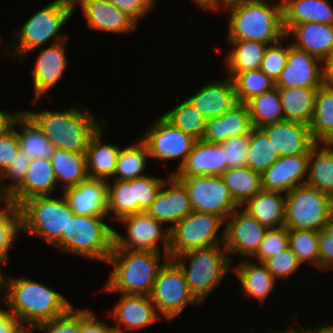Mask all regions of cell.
I'll use <instances>...</instances> for the list:
<instances>
[{
  "instance_id": "1",
  "label": "cell",
  "mask_w": 333,
  "mask_h": 333,
  "mask_svg": "<svg viewBox=\"0 0 333 333\" xmlns=\"http://www.w3.org/2000/svg\"><path fill=\"white\" fill-rule=\"evenodd\" d=\"M2 296L10 313L24 328L51 321L66 314L73 305L59 292L29 278L3 275Z\"/></svg>"
},
{
  "instance_id": "2",
  "label": "cell",
  "mask_w": 333,
  "mask_h": 333,
  "mask_svg": "<svg viewBox=\"0 0 333 333\" xmlns=\"http://www.w3.org/2000/svg\"><path fill=\"white\" fill-rule=\"evenodd\" d=\"M229 12L226 40H249L271 45L286 37L282 0H240L223 4Z\"/></svg>"
},
{
  "instance_id": "3",
  "label": "cell",
  "mask_w": 333,
  "mask_h": 333,
  "mask_svg": "<svg viewBox=\"0 0 333 333\" xmlns=\"http://www.w3.org/2000/svg\"><path fill=\"white\" fill-rule=\"evenodd\" d=\"M57 149L85 154L90 138L103 126L89 109L24 111Z\"/></svg>"
},
{
  "instance_id": "4",
  "label": "cell",
  "mask_w": 333,
  "mask_h": 333,
  "mask_svg": "<svg viewBox=\"0 0 333 333\" xmlns=\"http://www.w3.org/2000/svg\"><path fill=\"white\" fill-rule=\"evenodd\" d=\"M155 251L112 249L106 264L112 266L102 291L122 294L150 295L161 263Z\"/></svg>"
},
{
  "instance_id": "5",
  "label": "cell",
  "mask_w": 333,
  "mask_h": 333,
  "mask_svg": "<svg viewBox=\"0 0 333 333\" xmlns=\"http://www.w3.org/2000/svg\"><path fill=\"white\" fill-rule=\"evenodd\" d=\"M74 11L76 10L73 0H54L35 12L21 26L20 30L13 32L16 35L14 41H18V44L13 48L14 51L11 46L6 45L7 55L14 59L15 57L20 58L19 61L22 62L27 54L35 49H40L43 44L50 42V40H53L50 45L61 41L67 42L70 37L67 34H60V29L69 21Z\"/></svg>"
},
{
  "instance_id": "6",
  "label": "cell",
  "mask_w": 333,
  "mask_h": 333,
  "mask_svg": "<svg viewBox=\"0 0 333 333\" xmlns=\"http://www.w3.org/2000/svg\"><path fill=\"white\" fill-rule=\"evenodd\" d=\"M107 215L84 216L73 214L66 231L52 246L64 253L86 259L107 262L114 245V228L103 222Z\"/></svg>"
},
{
  "instance_id": "7",
  "label": "cell",
  "mask_w": 333,
  "mask_h": 333,
  "mask_svg": "<svg viewBox=\"0 0 333 333\" xmlns=\"http://www.w3.org/2000/svg\"><path fill=\"white\" fill-rule=\"evenodd\" d=\"M173 260L182 269L190 292L200 303L217 288L233 267L224 245L192 250L174 257Z\"/></svg>"
},
{
  "instance_id": "8",
  "label": "cell",
  "mask_w": 333,
  "mask_h": 333,
  "mask_svg": "<svg viewBox=\"0 0 333 333\" xmlns=\"http://www.w3.org/2000/svg\"><path fill=\"white\" fill-rule=\"evenodd\" d=\"M61 197L37 196L24 201L19 206L21 230L53 246L74 214L65 196Z\"/></svg>"
},
{
  "instance_id": "9",
  "label": "cell",
  "mask_w": 333,
  "mask_h": 333,
  "mask_svg": "<svg viewBox=\"0 0 333 333\" xmlns=\"http://www.w3.org/2000/svg\"><path fill=\"white\" fill-rule=\"evenodd\" d=\"M286 196L285 227L289 231H321L333 215V197L316 188L302 185Z\"/></svg>"
},
{
  "instance_id": "10",
  "label": "cell",
  "mask_w": 333,
  "mask_h": 333,
  "mask_svg": "<svg viewBox=\"0 0 333 333\" xmlns=\"http://www.w3.org/2000/svg\"><path fill=\"white\" fill-rule=\"evenodd\" d=\"M225 221L214 214L192 211L187 217L170 228L169 259L186 252L224 245ZM222 243V244H221Z\"/></svg>"
},
{
  "instance_id": "11",
  "label": "cell",
  "mask_w": 333,
  "mask_h": 333,
  "mask_svg": "<svg viewBox=\"0 0 333 333\" xmlns=\"http://www.w3.org/2000/svg\"><path fill=\"white\" fill-rule=\"evenodd\" d=\"M149 296L159 315L170 323L188 304H201L190 292L182 269L173 259H168L159 270Z\"/></svg>"
},
{
  "instance_id": "12",
  "label": "cell",
  "mask_w": 333,
  "mask_h": 333,
  "mask_svg": "<svg viewBox=\"0 0 333 333\" xmlns=\"http://www.w3.org/2000/svg\"><path fill=\"white\" fill-rule=\"evenodd\" d=\"M119 222L126 225L127 235H121L114 229V245L112 249L155 251L160 253L158 244L162 241L163 258H165V261L169 259L170 229L162 228V222L157 221L147 212L125 216Z\"/></svg>"
},
{
  "instance_id": "13",
  "label": "cell",
  "mask_w": 333,
  "mask_h": 333,
  "mask_svg": "<svg viewBox=\"0 0 333 333\" xmlns=\"http://www.w3.org/2000/svg\"><path fill=\"white\" fill-rule=\"evenodd\" d=\"M186 187L193 211L214 214L224 221L240 206L221 176H175Z\"/></svg>"
},
{
  "instance_id": "14",
  "label": "cell",
  "mask_w": 333,
  "mask_h": 333,
  "mask_svg": "<svg viewBox=\"0 0 333 333\" xmlns=\"http://www.w3.org/2000/svg\"><path fill=\"white\" fill-rule=\"evenodd\" d=\"M147 146L150 157L161 161L180 159L177 170L183 165L196 139L174 127L163 116L140 138Z\"/></svg>"
},
{
  "instance_id": "15",
  "label": "cell",
  "mask_w": 333,
  "mask_h": 333,
  "mask_svg": "<svg viewBox=\"0 0 333 333\" xmlns=\"http://www.w3.org/2000/svg\"><path fill=\"white\" fill-rule=\"evenodd\" d=\"M268 228L257 219L249 216L241 208L235 210L225 221L224 247L230 254L232 263L234 254L252 258L261 245ZM233 254V255H231Z\"/></svg>"
},
{
  "instance_id": "16",
  "label": "cell",
  "mask_w": 333,
  "mask_h": 333,
  "mask_svg": "<svg viewBox=\"0 0 333 333\" xmlns=\"http://www.w3.org/2000/svg\"><path fill=\"white\" fill-rule=\"evenodd\" d=\"M167 180L164 181L146 212L157 221L169 223L168 228L170 229L193 210L184 184L174 175H170Z\"/></svg>"
},
{
  "instance_id": "17",
  "label": "cell",
  "mask_w": 333,
  "mask_h": 333,
  "mask_svg": "<svg viewBox=\"0 0 333 333\" xmlns=\"http://www.w3.org/2000/svg\"><path fill=\"white\" fill-rule=\"evenodd\" d=\"M323 85L322 60L289 43L287 63L276 88L320 87Z\"/></svg>"
},
{
  "instance_id": "18",
  "label": "cell",
  "mask_w": 333,
  "mask_h": 333,
  "mask_svg": "<svg viewBox=\"0 0 333 333\" xmlns=\"http://www.w3.org/2000/svg\"><path fill=\"white\" fill-rule=\"evenodd\" d=\"M308 164L309 154L281 156L261 173L262 189L287 194L295 187L305 185Z\"/></svg>"
},
{
  "instance_id": "19",
  "label": "cell",
  "mask_w": 333,
  "mask_h": 333,
  "mask_svg": "<svg viewBox=\"0 0 333 333\" xmlns=\"http://www.w3.org/2000/svg\"><path fill=\"white\" fill-rule=\"evenodd\" d=\"M107 314L118 323L113 326L114 333H126V330L138 329L161 319L149 295L121 293L118 303Z\"/></svg>"
},
{
  "instance_id": "20",
  "label": "cell",
  "mask_w": 333,
  "mask_h": 333,
  "mask_svg": "<svg viewBox=\"0 0 333 333\" xmlns=\"http://www.w3.org/2000/svg\"><path fill=\"white\" fill-rule=\"evenodd\" d=\"M65 41L49 45L39 50V55L31 69L33 76L34 96L32 103L36 104L40 97L62 79L63 73L68 65L65 53Z\"/></svg>"
},
{
  "instance_id": "21",
  "label": "cell",
  "mask_w": 333,
  "mask_h": 333,
  "mask_svg": "<svg viewBox=\"0 0 333 333\" xmlns=\"http://www.w3.org/2000/svg\"><path fill=\"white\" fill-rule=\"evenodd\" d=\"M209 82L187 99L205 120L220 117L240 104L230 77Z\"/></svg>"
},
{
  "instance_id": "22",
  "label": "cell",
  "mask_w": 333,
  "mask_h": 333,
  "mask_svg": "<svg viewBox=\"0 0 333 333\" xmlns=\"http://www.w3.org/2000/svg\"><path fill=\"white\" fill-rule=\"evenodd\" d=\"M228 169L221 143L196 140L191 153L174 176H221Z\"/></svg>"
},
{
  "instance_id": "23",
  "label": "cell",
  "mask_w": 333,
  "mask_h": 333,
  "mask_svg": "<svg viewBox=\"0 0 333 333\" xmlns=\"http://www.w3.org/2000/svg\"><path fill=\"white\" fill-rule=\"evenodd\" d=\"M74 8L81 6L87 25L92 29L114 34L136 30V24L108 0H73Z\"/></svg>"
},
{
  "instance_id": "24",
  "label": "cell",
  "mask_w": 333,
  "mask_h": 333,
  "mask_svg": "<svg viewBox=\"0 0 333 333\" xmlns=\"http://www.w3.org/2000/svg\"><path fill=\"white\" fill-rule=\"evenodd\" d=\"M261 129L280 157L310 154V149L315 144L306 124L283 120L265 125Z\"/></svg>"
},
{
  "instance_id": "25",
  "label": "cell",
  "mask_w": 333,
  "mask_h": 333,
  "mask_svg": "<svg viewBox=\"0 0 333 333\" xmlns=\"http://www.w3.org/2000/svg\"><path fill=\"white\" fill-rule=\"evenodd\" d=\"M108 181L88 179L62 190L74 214L84 216L106 215Z\"/></svg>"
},
{
  "instance_id": "26",
  "label": "cell",
  "mask_w": 333,
  "mask_h": 333,
  "mask_svg": "<svg viewBox=\"0 0 333 333\" xmlns=\"http://www.w3.org/2000/svg\"><path fill=\"white\" fill-rule=\"evenodd\" d=\"M55 174L49 159H32L26 178L8 196L18 207L26 200L37 196H50L56 187Z\"/></svg>"
},
{
  "instance_id": "27",
  "label": "cell",
  "mask_w": 333,
  "mask_h": 333,
  "mask_svg": "<svg viewBox=\"0 0 333 333\" xmlns=\"http://www.w3.org/2000/svg\"><path fill=\"white\" fill-rule=\"evenodd\" d=\"M296 48L306 51L320 60L333 53V25L309 22L295 25L287 34V38Z\"/></svg>"
},
{
  "instance_id": "28",
  "label": "cell",
  "mask_w": 333,
  "mask_h": 333,
  "mask_svg": "<svg viewBox=\"0 0 333 333\" xmlns=\"http://www.w3.org/2000/svg\"><path fill=\"white\" fill-rule=\"evenodd\" d=\"M253 128L246 104L240 103L233 110L220 117L206 120L203 140L211 143H223L235 136L249 134Z\"/></svg>"
},
{
  "instance_id": "29",
  "label": "cell",
  "mask_w": 333,
  "mask_h": 333,
  "mask_svg": "<svg viewBox=\"0 0 333 333\" xmlns=\"http://www.w3.org/2000/svg\"><path fill=\"white\" fill-rule=\"evenodd\" d=\"M330 4L328 0H282L285 34L295 25L309 22L333 25V7Z\"/></svg>"
},
{
  "instance_id": "30",
  "label": "cell",
  "mask_w": 333,
  "mask_h": 333,
  "mask_svg": "<svg viewBox=\"0 0 333 333\" xmlns=\"http://www.w3.org/2000/svg\"><path fill=\"white\" fill-rule=\"evenodd\" d=\"M105 125L90 138L85 152L90 179L110 181L116 170L117 158L121 148L113 144H104Z\"/></svg>"
},
{
  "instance_id": "31",
  "label": "cell",
  "mask_w": 333,
  "mask_h": 333,
  "mask_svg": "<svg viewBox=\"0 0 333 333\" xmlns=\"http://www.w3.org/2000/svg\"><path fill=\"white\" fill-rule=\"evenodd\" d=\"M278 191L261 190L248 199L240 208L262 225L279 228L285 225L286 196Z\"/></svg>"
},
{
  "instance_id": "32",
  "label": "cell",
  "mask_w": 333,
  "mask_h": 333,
  "mask_svg": "<svg viewBox=\"0 0 333 333\" xmlns=\"http://www.w3.org/2000/svg\"><path fill=\"white\" fill-rule=\"evenodd\" d=\"M257 263V264H256ZM240 281L243 291L249 298L257 299L263 303L271 294L276 279L267 269L263 262H252L242 260L232 269Z\"/></svg>"
},
{
  "instance_id": "33",
  "label": "cell",
  "mask_w": 333,
  "mask_h": 333,
  "mask_svg": "<svg viewBox=\"0 0 333 333\" xmlns=\"http://www.w3.org/2000/svg\"><path fill=\"white\" fill-rule=\"evenodd\" d=\"M318 87L278 88L284 120L310 125Z\"/></svg>"
},
{
  "instance_id": "34",
  "label": "cell",
  "mask_w": 333,
  "mask_h": 333,
  "mask_svg": "<svg viewBox=\"0 0 333 333\" xmlns=\"http://www.w3.org/2000/svg\"><path fill=\"white\" fill-rule=\"evenodd\" d=\"M305 185L333 197V147L328 143H315L310 149Z\"/></svg>"
},
{
  "instance_id": "35",
  "label": "cell",
  "mask_w": 333,
  "mask_h": 333,
  "mask_svg": "<svg viewBox=\"0 0 333 333\" xmlns=\"http://www.w3.org/2000/svg\"><path fill=\"white\" fill-rule=\"evenodd\" d=\"M12 124L21 127L17 131L19 146L29 159H51L55 147L24 110H20Z\"/></svg>"
},
{
  "instance_id": "36",
  "label": "cell",
  "mask_w": 333,
  "mask_h": 333,
  "mask_svg": "<svg viewBox=\"0 0 333 333\" xmlns=\"http://www.w3.org/2000/svg\"><path fill=\"white\" fill-rule=\"evenodd\" d=\"M50 161L56 181L64 182L63 190L89 179L85 154L55 148Z\"/></svg>"
},
{
  "instance_id": "37",
  "label": "cell",
  "mask_w": 333,
  "mask_h": 333,
  "mask_svg": "<svg viewBox=\"0 0 333 333\" xmlns=\"http://www.w3.org/2000/svg\"><path fill=\"white\" fill-rule=\"evenodd\" d=\"M309 128L315 143H328L333 138V87H318Z\"/></svg>"
},
{
  "instance_id": "38",
  "label": "cell",
  "mask_w": 333,
  "mask_h": 333,
  "mask_svg": "<svg viewBox=\"0 0 333 333\" xmlns=\"http://www.w3.org/2000/svg\"><path fill=\"white\" fill-rule=\"evenodd\" d=\"M227 42L233 45L225 58L226 71H229V74H238L261 67L267 44L249 40H228Z\"/></svg>"
},
{
  "instance_id": "39",
  "label": "cell",
  "mask_w": 333,
  "mask_h": 333,
  "mask_svg": "<svg viewBox=\"0 0 333 333\" xmlns=\"http://www.w3.org/2000/svg\"><path fill=\"white\" fill-rule=\"evenodd\" d=\"M221 178L239 206L262 190L261 174L249 167L228 168Z\"/></svg>"
},
{
  "instance_id": "40",
  "label": "cell",
  "mask_w": 333,
  "mask_h": 333,
  "mask_svg": "<svg viewBox=\"0 0 333 333\" xmlns=\"http://www.w3.org/2000/svg\"><path fill=\"white\" fill-rule=\"evenodd\" d=\"M246 105L255 128L284 120L278 88L253 97Z\"/></svg>"
},
{
  "instance_id": "41",
  "label": "cell",
  "mask_w": 333,
  "mask_h": 333,
  "mask_svg": "<svg viewBox=\"0 0 333 333\" xmlns=\"http://www.w3.org/2000/svg\"><path fill=\"white\" fill-rule=\"evenodd\" d=\"M149 152L146 144L139 138L137 142L121 148L113 175L115 180H132L145 176L142 174L147 165Z\"/></svg>"
},
{
  "instance_id": "42",
  "label": "cell",
  "mask_w": 333,
  "mask_h": 333,
  "mask_svg": "<svg viewBox=\"0 0 333 333\" xmlns=\"http://www.w3.org/2000/svg\"><path fill=\"white\" fill-rule=\"evenodd\" d=\"M113 184H107V208L106 215L115 213L113 218L117 222L129 215L137 213V202H134V179L114 180Z\"/></svg>"
},
{
  "instance_id": "43",
  "label": "cell",
  "mask_w": 333,
  "mask_h": 333,
  "mask_svg": "<svg viewBox=\"0 0 333 333\" xmlns=\"http://www.w3.org/2000/svg\"><path fill=\"white\" fill-rule=\"evenodd\" d=\"M240 103L246 104L253 97L276 88V81L268 77L260 68L229 74Z\"/></svg>"
},
{
  "instance_id": "44",
  "label": "cell",
  "mask_w": 333,
  "mask_h": 333,
  "mask_svg": "<svg viewBox=\"0 0 333 333\" xmlns=\"http://www.w3.org/2000/svg\"><path fill=\"white\" fill-rule=\"evenodd\" d=\"M2 202L4 207L0 208V264L3 266L8 260L10 247L21 233V214L20 208L8 197H3Z\"/></svg>"
},
{
  "instance_id": "45",
  "label": "cell",
  "mask_w": 333,
  "mask_h": 333,
  "mask_svg": "<svg viewBox=\"0 0 333 333\" xmlns=\"http://www.w3.org/2000/svg\"><path fill=\"white\" fill-rule=\"evenodd\" d=\"M162 116L174 127L191 135L196 140L203 138L206 120L187 99Z\"/></svg>"
},
{
  "instance_id": "46",
  "label": "cell",
  "mask_w": 333,
  "mask_h": 333,
  "mask_svg": "<svg viewBox=\"0 0 333 333\" xmlns=\"http://www.w3.org/2000/svg\"><path fill=\"white\" fill-rule=\"evenodd\" d=\"M279 158L266 133L261 128L253 127L250 132L247 167L261 174Z\"/></svg>"
},
{
  "instance_id": "47",
  "label": "cell",
  "mask_w": 333,
  "mask_h": 333,
  "mask_svg": "<svg viewBox=\"0 0 333 333\" xmlns=\"http://www.w3.org/2000/svg\"><path fill=\"white\" fill-rule=\"evenodd\" d=\"M288 247L302 265L307 262L318 269V232L305 229L289 231Z\"/></svg>"
},
{
  "instance_id": "48",
  "label": "cell",
  "mask_w": 333,
  "mask_h": 333,
  "mask_svg": "<svg viewBox=\"0 0 333 333\" xmlns=\"http://www.w3.org/2000/svg\"><path fill=\"white\" fill-rule=\"evenodd\" d=\"M166 179L145 175L134 179V202H137V213L146 212Z\"/></svg>"
},
{
  "instance_id": "49",
  "label": "cell",
  "mask_w": 333,
  "mask_h": 333,
  "mask_svg": "<svg viewBox=\"0 0 333 333\" xmlns=\"http://www.w3.org/2000/svg\"><path fill=\"white\" fill-rule=\"evenodd\" d=\"M30 161L31 159L19 149L8 168L0 175V194L3 197H8L24 181ZM5 179H9L11 183L4 184Z\"/></svg>"
},
{
  "instance_id": "50",
  "label": "cell",
  "mask_w": 333,
  "mask_h": 333,
  "mask_svg": "<svg viewBox=\"0 0 333 333\" xmlns=\"http://www.w3.org/2000/svg\"><path fill=\"white\" fill-rule=\"evenodd\" d=\"M289 230L283 226L270 228L264 235L257 253L252 257L257 262H264L288 248Z\"/></svg>"
},
{
  "instance_id": "51",
  "label": "cell",
  "mask_w": 333,
  "mask_h": 333,
  "mask_svg": "<svg viewBox=\"0 0 333 333\" xmlns=\"http://www.w3.org/2000/svg\"><path fill=\"white\" fill-rule=\"evenodd\" d=\"M289 44L283 47L281 41L268 45L260 69L276 81L287 63Z\"/></svg>"
},
{
  "instance_id": "52",
  "label": "cell",
  "mask_w": 333,
  "mask_h": 333,
  "mask_svg": "<svg viewBox=\"0 0 333 333\" xmlns=\"http://www.w3.org/2000/svg\"><path fill=\"white\" fill-rule=\"evenodd\" d=\"M228 168L247 167L250 133L235 136L222 143Z\"/></svg>"
},
{
  "instance_id": "53",
  "label": "cell",
  "mask_w": 333,
  "mask_h": 333,
  "mask_svg": "<svg viewBox=\"0 0 333 333\" xmlns=\"http://www.w3.org/2000/svg\"><path fill=\"white\" fill-rule=\"evenodd\" d=\"M267 269L275 279H288L302 265L295 254L288 247L279 254L266 259L264 262Z\"/></svg>"
},
{
  "instance_id": "54",
  "label": "cell",
  "mask_w": 333,
  "mask_h": 333,
  "mask_svg": "<svg viewBox=\"0 0 333 333\" xmlns=\"http://www.w3.org/2000/svg\"><path fill=\"white\" fill-rule=\"evenodd\" d=\"M47 333H79L80 330V308L72 307L66 314L57 317L51 321L34 325L30 328Z\"/></svg>"
},
{
  "instance_id": "55",
  "label": "cell",
  "mask_w": 333,
  "mask_h": 333,
  "mask_svg": "<svg viewBox=\"0 0 333 333\" xmlns=\"http://www.w3.org/2000/svg\"><path fill=\"white\" fill-rule=\"evenodd\" d=\"M15 125L0 135V175L8 168L20 146Z\"/></svg>"
},
{
  "instance_id": "56",
  "label": "cell",
  "mask_w": 333,
  "mask_h": 333,
  "mask_svg": "<svg viewBox=\"0 0 333 333\" xmlns=\"http://www.w3.org/2000/svg\"><path fill=\"white\" fill-rule=\"evenodd\" d=\"M121 12L129 16L136 24L154 9L156 0H108Z\"/></svg>"
},
{
  "instance_id": "57",
  "label": "cell",
  "mask_w": 333,
  "mask_h": 333,
  "mask_svg": "<svg viewBox=\"0 0 333 333\" xmlns=\"http://www.w3.org/2000/svg\"><path fill=\"white\" fill-rule=\"evenodd\" d=\"M318 269H333V240L323 229L318 232Z\"/></svg>"
},
{
  "instance_id": "58",
  "label": "cell",
  "mask_w": 333,
  "mask_h": 333,
  "mask_svg": "<svg viewBox=\"0 0 333 333\" xmlns=\"http://www.w3.org/2000/svg\"><path fill=\"white\" fill-rule=\"evenodd\" d=\"M79 333H114L113 327L103 321H98L92 311L80 309Z\"/></svg>"
},
{
  "instance_id": "59",
  "label": "cell",
  "mask_w": 333,
  "mask_h": 333,
  "mask_svg": "<svg viewBox=\"0 0 333 333\" xmlns=\"http://www.w3.org/2000/svg\"><path fill=\"white\" fill-rule=\"evenodd\" d=\"M24 328L4 308H0V333H20Z\"/></svg>"
},
{
  "instance_id": "60",
  "label": "cell",
  "mask_w": 333,
  "mask_h": 333,
  "mask_svg": "<svg viewBox=\"0 0 333 333\" xmlns=\"http://www.w3.org/2000/svg\"><path fill=\"white\" fill-rule=\"evenodd\" d=\"M323 85L333 87V53L322 61Z\"/></svg>"
},
{
  "instance_id": "61",
  "label": "cell",
  "mask_w": 333,
  "mask_h": 333,
  "mask_svg": "<svg viewBox=\"0 0 333 333\" xmlns=\"http://www.w3.org/2000/svg\"><path fill=\"white\" fill-rule=\"evenodd\" d=\"M19 112L20 111L11 113L0 111V135L12 126L13 119L19 114Z\"/></svg>"
},
{
  "instance_id": "62",
  "label": "cell",
  "mask_w": 333,
  "mask_h": 333,
  "mask_svg": "<svg viewBox=\"0 0 333 333\" xmlns=\"http://www.w3.org/2000/svg\"><path fill=\"white\" fill-rule=\"evenodd\" d=\"M196 5L200 6V8L216 12L221 10L223 6V0H193Z\"/></svg>"
},
{
  "instance_id": "63",
  "label": "cell",
  "mask_w": 333,
  "mask_h": 333,
  "mask_svg": "<svg viewBox=\"0 0 333 333\" xmlns=\"http://www.w3.org/2000/svg\"><path fill=\"white\" fill-rule=\"evenodd\" d=\"M312 329H313V330H312ZM252 333H254V331H253ZM269 333H314V327H313V328L310 327V329L307 327L306 330H305V329H302V330H301V329H300V330H299V329H298V330L296 329V330H295V328L292 327V330H291V329H287V330H284V331H283V330H282V331L279 330V331H277V332H276V331H274V332H273V331H272V332L270 331Z\"/></svg>"
},
{
  "instance_id": "64",
  "label": "cell",
  "mask_w": 333,
  "mask_h": 333,
  "mask_svg": "<svg viewBox=\"0 0 333 333\" xmlns=\"http://www.w3.org/2000/svg\"><path fill=\"white\" fill-rule=\"evenodd\" d=\"M324 325V326H323ZM323 325L320 324L314 328V333H333V325H327L323 323ZM327 325V326H326Z\"/></svg>"
},
{
  "instance_id": "65",
  "label": "cell",
  "mask_w": 333,
  "mask_h": 333,
  "mask_svg": "<svg viewBox=\"0 0 333 333\" xmlns=\"http://www.w3.org/2000/svg\"><path fill=\"white\" fill-rule=\"evenodd\" d=\"M323 230L332 237L333 240V215L327 220V223Z\"/></svg>"
},
{
  "instance_id": "66",
  "label": "cell",
  "mask_w": 333,
  "mask_h": 333,
  "mask_svg": "<svg viewBox=\"0 0 333 333\" xmlns=\"http://www.w3.org/2000/svg\"><path fill=\"white\" fill-rule=\"evenodd\" d=\"M1 264H0V292L3 290L2 287H3V272H2V269H1Z\"/></svg>"
},
{
  "instance_id": "67",
  "label": "cell",
  "mask_w": 333,
  "mask_h": 333,
  "mask_svg": "<svg viewBox=\"0 0 333 333\" xmlns=\"http://www.w3.org/2000/svg\"><path fill=\"white\" fill-rule=\"evenodd\" d=\"M235 1H240V0H223V4H229Z\"/></svg>"
},
{
  "instance_id": "68",
  "label": "cell",
  "mask_w": 333,
  "mask_h": 333,
  "mask_svg": "<svg viewBox=\"0 0 333 333\" xmlns=\"http://www.w3.org/2000/svg\"><path fill=\"white\" fill-rule=\"evenodd\" d=\"M20 333H31V330L23 328V330Z\"/></svg>"
},
{
  "instance_id": "69",
  "label": "cell",
  "mask_w": 333,
  "mask_h": 333,
  "mask_svg": "<svg viewBox=\"0 0 333 333\" xmlns=\"http://www.w3.org/2000/svg\"><path fill=\"white\" fill-rule=\"evenodd\" d=\"M328 144L333 147V138L328 142Z\"/></svg>"
},
{
  "instance_id": "70",
  "label": "cell",
  "mask_w": 333,
  "mask_h": 333,
  "mask_svg": "<svg viewBox=\"0 0 333 333\" xmlns=\"http://www.w3.org/2000/svg\"><path fill=\"white\" fill-rule=\"evenodd\" d=\"M2 198H3V196L0 194V203L2 202Z\"/></svg>"
}]
</instances>
